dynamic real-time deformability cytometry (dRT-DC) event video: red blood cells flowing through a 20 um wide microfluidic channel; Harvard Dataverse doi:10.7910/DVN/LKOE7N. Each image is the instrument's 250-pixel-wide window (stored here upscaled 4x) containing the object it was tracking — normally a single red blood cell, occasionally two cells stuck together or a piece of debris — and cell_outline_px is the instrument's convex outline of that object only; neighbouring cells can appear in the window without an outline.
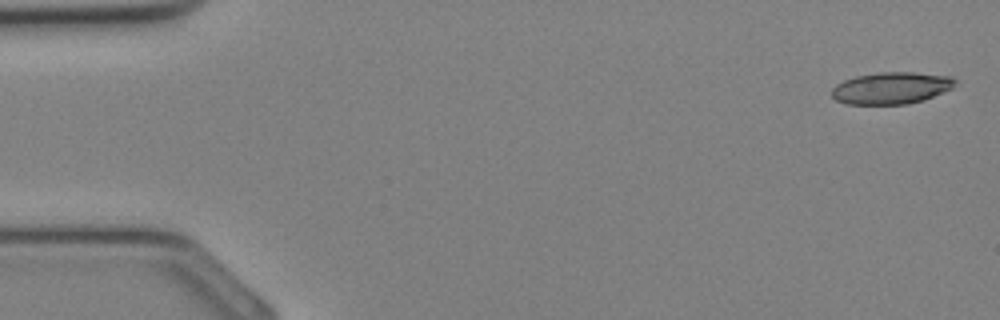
{"species": "Egyptian fruit bat (a non-hibernating species)", "species_latin": "Rousettus aegyptiacus", "temperature_condition": "cold", "stored_images_in_passage": 34, "camera_frame_rate_fps": 3000, "um_per_image_px": 0.085, "animal": {"sex": "female"}, "frame": {"image": 1, "passage_image": 1, "time_ms": 0.0, "image_size_px": [1000, 320], "cell_outline_px": [[956, 80], [952, 88], [924, 100], [908, 104], [844, 104], [836, 100], [832, 96], [832, 88], [836, 84], [844, 80], [856, 76], [880, 72], [916, 72], [952, 76]], "centroid_in_image_um": [75.76, 7.48], "position_along_channel_um": 9.2, "area_um2": 23.0}}
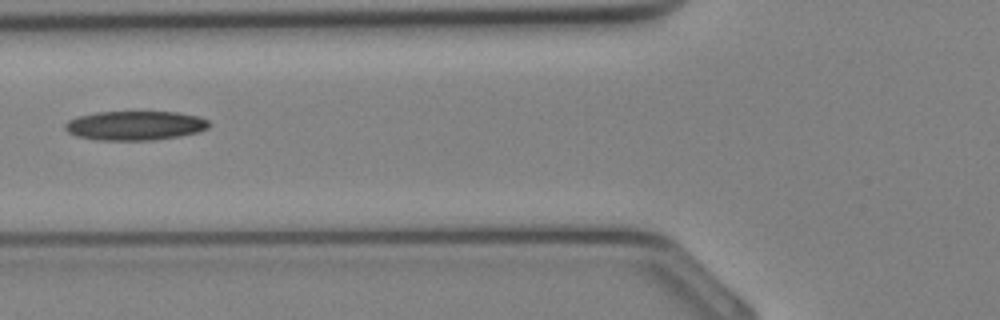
{"frame": {"image": 2, "passage_image": 13, "time_ms": 4.0, "image_size_px": [1000, 320], "cell_outline_px": [[212, 124], [208, 128], [200, 132], [180, 136], [156, 140], [96, 140], [76, 136], [68, 132], [64, 128], [64, 124], [68, 120], [80, 116], [96, 112], [176, 112], [200, 116], [208, 120]], "centroid_in_image_um": [11.52, 10.68], "position_along_channel_um": 114.3, "area_um2": 24.8}}
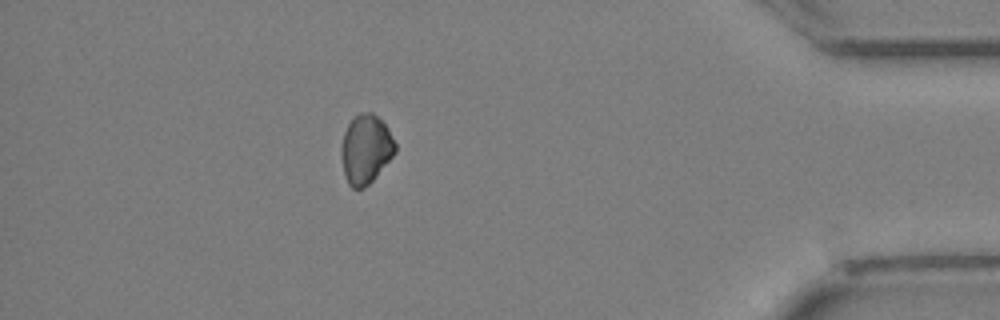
{"frame": {"image": 3, "passage_image": 30, "time_ms": 9.667, "image_size_px": [1000, 320], "cell_outline_px": [[396, 152], [376, 176], [364, 188], [352, 188], [348, 184], [344, 172], [340, 152], [340, 148], [344, 132], [348, 124], [360, 112], [372, 112], [388, 128], [396, 144]], "centroid_in_image_um": [31.08, 12.68], "position_along_channel_um": 404.1, "area_um2": 21.56}}